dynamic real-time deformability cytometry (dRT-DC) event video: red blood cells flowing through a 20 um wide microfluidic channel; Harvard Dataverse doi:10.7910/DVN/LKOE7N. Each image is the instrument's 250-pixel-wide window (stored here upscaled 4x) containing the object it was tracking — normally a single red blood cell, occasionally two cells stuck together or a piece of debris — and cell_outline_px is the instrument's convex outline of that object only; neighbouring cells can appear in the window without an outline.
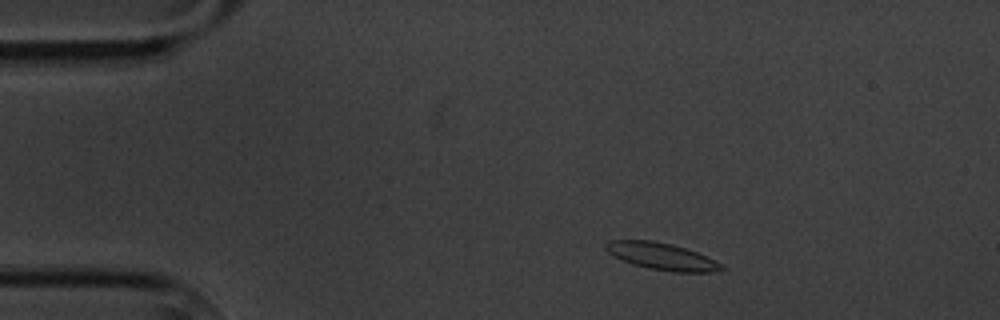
{"species": "common noctule bat (a hibernating species)", "species_latin": "Nyctalus noctula", "temperature_condition": "cold", "stored_images_in_passage": 4, "camera_frame_rate_fps": 3000, "um_per_image_px": 0.085, "animal": {"sex": "male", "body_mass_g": 20.1, "forearm_length_mm": 53.5}, "frame": {"image": 1, "passage_image": 2, "time_ms": 1.333, "image_size_px": [1000, 320], "cell_outline_px": [[728, 268], [712, 272], [672, 272], [648, 268], [632, 264], [608, 252], [604, 248], [604, 244], [608, 240], [652, 240], [672, 244], [696, 252]], "centroid_in_image_um": [56.21, 21.78], "position_along_channel_um": 28.8, "area_um2": 17.98}}